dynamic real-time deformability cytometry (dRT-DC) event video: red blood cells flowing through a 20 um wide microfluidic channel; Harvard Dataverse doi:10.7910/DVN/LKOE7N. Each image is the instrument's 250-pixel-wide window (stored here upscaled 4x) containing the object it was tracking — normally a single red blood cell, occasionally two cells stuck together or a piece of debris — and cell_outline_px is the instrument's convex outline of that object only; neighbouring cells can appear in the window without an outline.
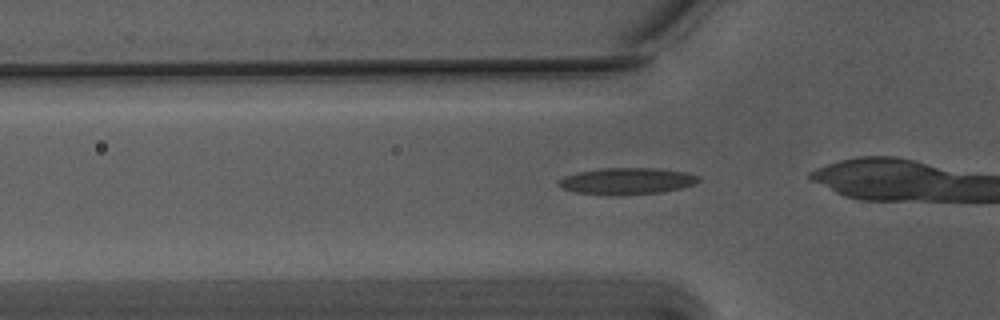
{"species": "Egyptian fruit bat (a non-hibernating species)", "species_latin": "Rousettus aegyptiacus", "temperature_condition": "warm", "stored_images_in_passage": 27, "camera_frame_rate_fps": 3000, "um_per_image_px": 0.085, "animal": {"sex": "male"}, "frame": {"image": 1, "passage_image": 2, "time_ms": 0.333, "image_size_px": [1000, 320], "cell_outline_px": [[700, 180], [696, 184], [680, 188], [660, 192], [612, 196], [572, 192], [560, 188], [556, 184], [556, 180], [564, 176], [580, 172], [604, 168], [660, 168], [688, 172], [700, 176]], "centroid_in_image_um": [53.26, 15.4], "position_along_channel_um": 72.5, "area_um2": 22.08}}
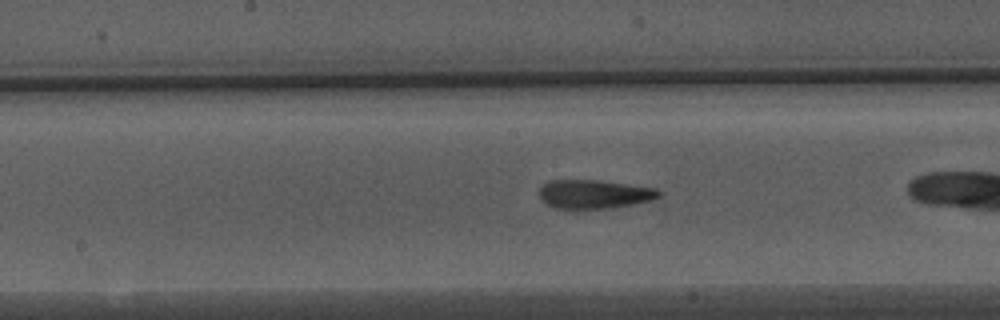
{"frame": {"image": 2, "passage_image": 12, "time_ms": 3.667, "image_size_px": [1000, 320], "cell_outline_px": [[664, 196], [632, 204], [612, 208], [580, 212], [572, 212], [556, 208], [548, 204], [540, 196], [540, 188], [544, 184], [552, 180], [600, 180], [656, 188], [664, 192]], "centroid_in_image_um": [50.53, 16.55], "position_along_channel_um": 197.7, "area_um2": 20.81}}
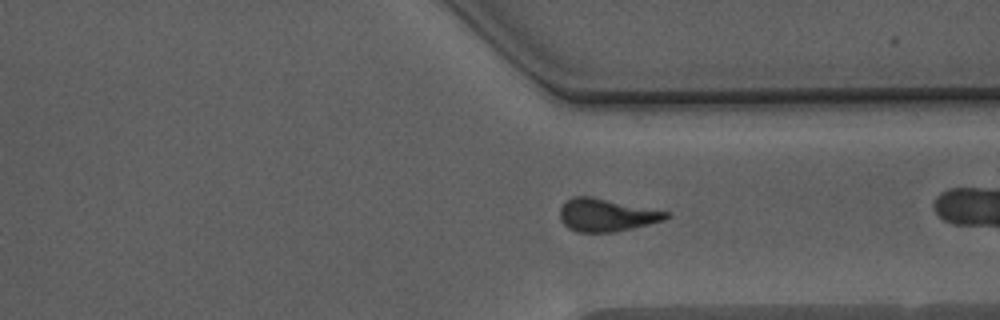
{"frame": {"image": 3, "passage_image": 25, "time_ms": 8.0, "image_size_px": [1000, 320], "cell_outline_px": [[672, 216], [664, 220], [616, 232], [576, 232], [568, 228], [560, 220], [560, 208], [572, 196], [592, 196], [672, 212]], "centroid_in_image_um": [51.58, 18.27], "position_along_channel_um": 359.8, "area_um2": 20.52}}